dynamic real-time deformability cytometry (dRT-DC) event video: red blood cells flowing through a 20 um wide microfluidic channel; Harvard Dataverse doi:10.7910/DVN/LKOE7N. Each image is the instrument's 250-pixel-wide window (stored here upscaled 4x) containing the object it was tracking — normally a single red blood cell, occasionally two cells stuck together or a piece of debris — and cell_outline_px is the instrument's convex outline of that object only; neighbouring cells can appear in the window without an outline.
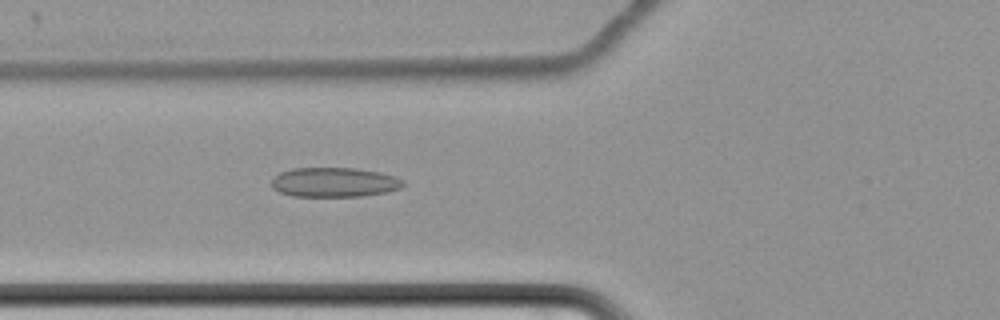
{"species": "common noctule bat (a hibernating species)", "species_latin": "Nyctalus noctula", "temperature_condition": "cold", "stored_images_in_passage": 51, "camera_frame_rate_fps": 3000, "um_per_image_px": 0.085, "animal": {"sex": "female", "body_mass_g": 22.7, "forearm_length_mm": 54.2}, "frame": {"image": 1, "passage_image": 14, "time_ms": 4.333, "image_size_px": [1000, 320], "cell_outline_px": [[404, 184], [400, 188], [388, 192], [360, 196], [292, 196], [280, 192], [272, 188], [272, 176], [280, 172], [292, 168], [356, 168], [380, 172], [396, 176], [404, 180]], "centroid_in_image_um": [28.41, 15.48], "position_along_channel_um": 97.4, "area_um2": 22.83}}
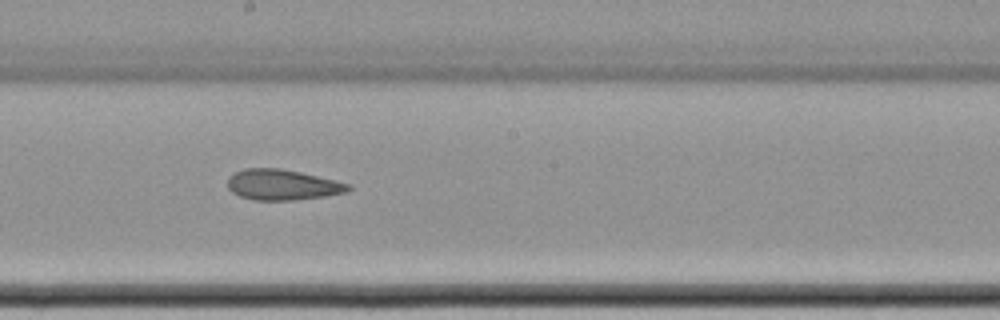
{"frame": {"image": 2, "passage_image": 25, "time_ms": 8.0, "image_size_px": [1000, 320], "cell_outline_px": [[352, 188], [348, 192], [324, 196], [292, 200], [252, 200], [240, 196], [232, 192], [228, 188], [228, 176], [244, 168], [280, 168], [300, 172], [336, 180], [348, 184]], "centroid_in_image_um": [23.99, 15.7], "position_along_channel_um": 224.2, "area_um2": 21.5}}
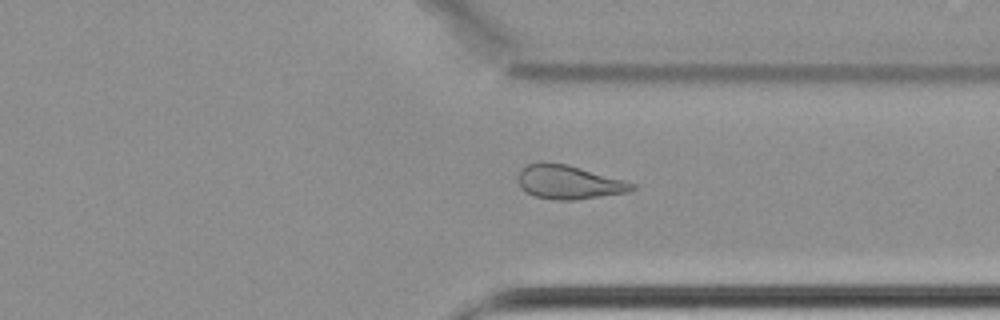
{"frame": {"image": 3, "passage_image": 37, "time_ms": 12.0, "image_size_px": [1000, 320], "cell_outline_px": [[636, 188], [628, 192], [572, 200], [552, 200], [536, 196], [524, 192], [520, 188], [516, 180], [520, 172], [528, 164], [540, 160], [544, 160], [568, 164], [636, 184]], "centroid_in_image_um": [48.28, 15.47], "position_along_channel_um": 363.1, "area_um2": 22.66}, "authors_computed_cell_mechanics": {"area_um2": 23.1778, "velocity_mm_per_s": 3.4535, "shape_relaxation_time_tau1_ms": null, "shape_relaxation_time_tau2_ms": 3.2275, "deformation_change_tau1": null, "deformation_change_tau2": 0.1044}}